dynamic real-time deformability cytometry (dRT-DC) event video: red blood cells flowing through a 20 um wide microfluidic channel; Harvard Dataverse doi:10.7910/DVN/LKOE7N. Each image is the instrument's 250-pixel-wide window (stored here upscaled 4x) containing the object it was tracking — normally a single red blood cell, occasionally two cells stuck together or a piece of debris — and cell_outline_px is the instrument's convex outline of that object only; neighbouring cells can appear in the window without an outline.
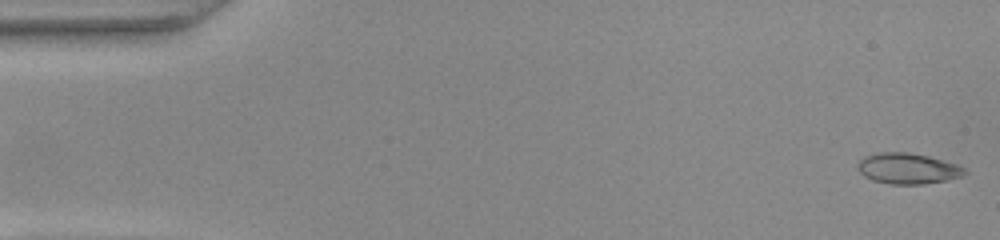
{"species": "common noctule bat (a hibernating species)", "species_latin": "Nyctalus noctula", "temperature_condition": "warm", "stored_images_in_passage": 50, "camera_frame_rate_fps": 3000, "um_per_image_px": 0.085, "animal": {"sex": "female", "body_mass_g": 22.0, "forearm_length_mm": 56.7}, "frame": {"image": 1, "passage_image": 1, "time_ms": 0.0, "image_size_px": [1000, 240], "cell_outline_px": [[968, 172], [960, 176], [944, 180], [924, 184], [888, 184], [872, 180], [864, 176], [856, 168], [856, 164], [864, 156], [876, 152], [908, 152], [928, 156], [956, 164], [964, 168]], "centroid_in_image_um": [77.09, 14.31], "position_along_channel_um": 7.9, "area_um2": 19.19}}
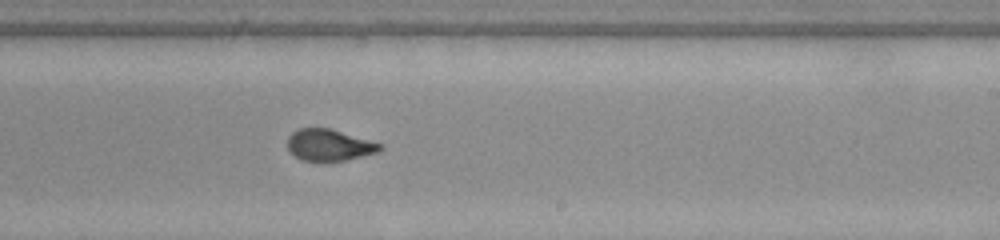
{"frame": {"image": 2, "passage_image": 30, "time_ms": 9.667, "image_size_px": [1000, 240], "cell_outline_px": [[384, 148], [376, 152], [344, 160], [300, 160], [288, 148], [288, 136], [292, 132], [300, 128], [328, 128], [384, 144]], "centroid_in_image_um": [27.99, 12.31], "position_along_channel_um": 261.0, "area_um2": 16.65}}
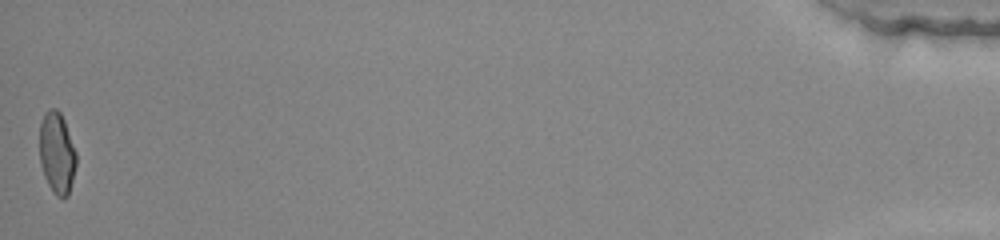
{"frame": {"image": 3, "passage_image": 50, "time_ms": 16.333, "image_size_px": [1000, 240], "cell_outline_px": [[76, 164], [68, 196], [64, 200], [56, 196], [52, 192], [44, 176], [40, 164], [40, 124], [44, 112], [52, 108], [56, 108], [60, 112], [64, 120], [76, 152]], "centroid_in_image_um": [4.83, 13.03], "position_along_channel_um": 430.4, "area_um2": 17.51}, "authors_computed_cell_mechanics": {"area_um2": 18.0047, "velocity_mm_per_s": 4.0611, "shape_relaxation_time_tau1_ms": null, "shape_relaxation_time_tau2_ms": 0.7807, "deformation_change_tau1": null, "deformation_change_tau2": 0.0654}}